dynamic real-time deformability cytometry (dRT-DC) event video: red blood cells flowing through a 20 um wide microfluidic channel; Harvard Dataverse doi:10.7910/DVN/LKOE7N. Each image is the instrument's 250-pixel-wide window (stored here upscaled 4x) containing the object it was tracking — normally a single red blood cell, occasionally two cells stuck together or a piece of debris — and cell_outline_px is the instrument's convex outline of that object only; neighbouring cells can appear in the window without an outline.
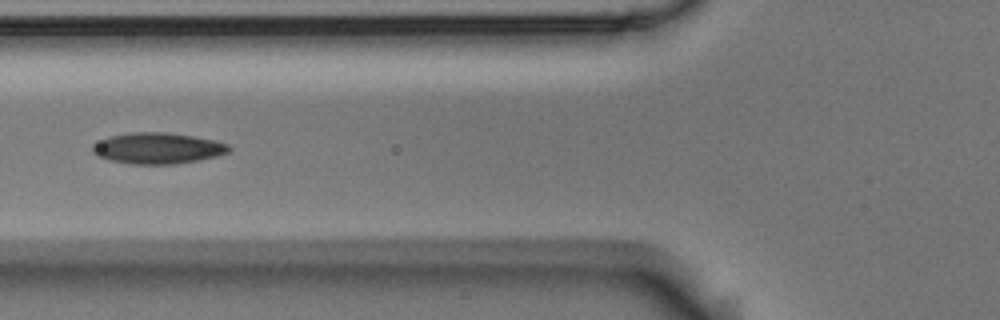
{"species": "Egyptian fruit bat (a non-hibernating species)", "species_latin": "Rousettus aegyptiacus", "temperature_condition": "room temperature", "stored_images_in_passage": 9, "camera_frame_rate_fps": 3000, "um_per_image_px": 0.085, "animal": {"sex": "male"}, "frame": {"image": 1, "passage_image": 6, "time_ms": 1.667, "image_size_px": [1000, 320], "cell_outline_px": [[232, 148], [228, 152], [216, 156], [176, 164], [128, 164], [108, 160], [96, 156], [92, 152], [92, 144], [108, 136], [132, 132], [168, 132], [216, 140], [228, 144]], "centroid_in_image_um": [13.36, 12.6], "position_along_channel_um": 112.4, "area_um2": 24.91}}
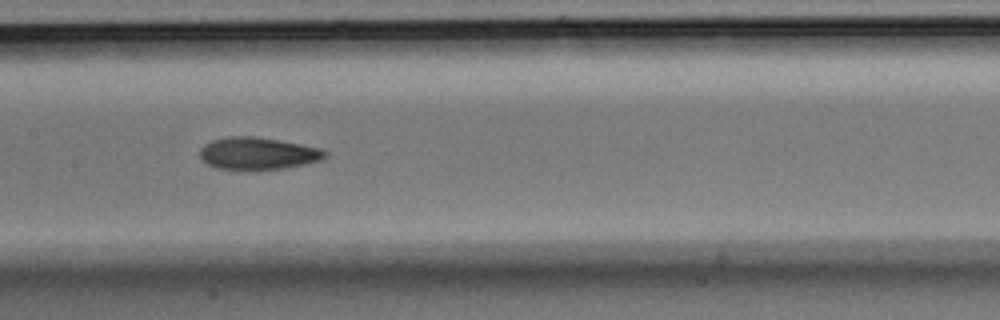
{"frame": {"image": 2, "passage_image": 8, "time_ms": 2.333, "image_size_px": [1000, 320], "cell_outline_px": [[328, 156], [320, 160], [308, 164], [284, 168], [256, 172], [248, 172], [216, 168], [200, 160], [200, 148], [204, 144], [212, 140], [228, 136], [256, 136], [280, 140], [320, 148], [328, 152]], "centroid_in_image_um": [21.9, 13.08], "position_along_channel_um": 185.5, "area_um2": 24.45}}
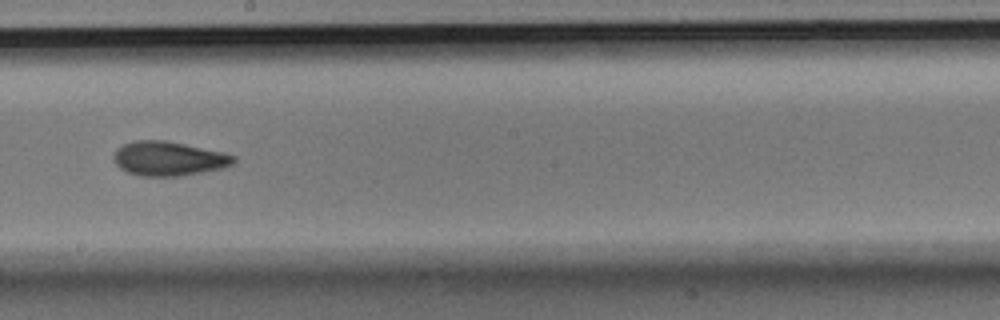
{"frame": {"image": 3, "passage_image": 9, "time_ms": 2.667, "image_size_px": [1000, 320], "cell_outline_px": [[236, 160], [232, 164], [224, 168], [204, 172], [180, 176], [140, 176], [128, 172], [120, 168], [112, 160], [112, 156], [116, 148], [132, 140], [164, 140], [224, 152], [236, 156]], "centroid_in_image_um": [14.32, 13.48], "position_along_channel_um": 233.9, "area_um2": 24.22}}